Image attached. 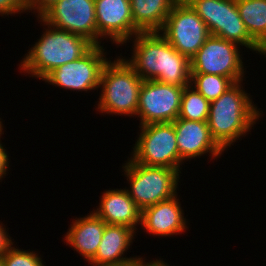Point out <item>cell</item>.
Segmentation results:
<instances>
[{"instance_id": "obj_21", "label": "cell", "mask_w": 266, "mask_h": 266, "mask_svg": "<svg viewBox=\"0 0 266 266\" xmlns=\"http://www.w3.org/2000/svg\"><path fill=\"white\" fill-rule=\"evenodd\" d=\"M210 102L192 86L184 87L178 118L207 121Z\"/></svg>"}, {"instance_id": "obj_16", "label": "cell", "mask_w": 266, "mask_h": 266, "mask_svg": "<svg viewBox=\"0 0 266 266\" xmlns=\"http://www.w3.org/2000/svg\"><path fill=\"white\" fill-rule=\"evenodd\" d=\"M134 236L136 232L130 227L106 224L97 252L88 263L91 266H125L140 261L142 256L124 257Z\"/></svg>"}, {"instance_id": "obj_13", "label": "cell", "mask_w": 266, "mask_h": 266, "mask_svg": "<svg viewBox=\"0 0 266 266\" xmlns=\"http://www.w3.org/2000/svg\"><path fill=\"white\" fill-rule=\"evenodd\" d=\"M97 24V45L111 39L115 45L129 42L139 32L134 27L130 0H94Z\"/></svg>"}, {"instance_id": "obj_17", "label": "cell", "mask_w": 266, "mask_h": 266, "mask_svg": "<svg viewBox=\"0 0 266 266\" xmlns=\"http://www.w3.org/2000/svg\"><path fill=\"white\" fill-rule=\"evenodd\" d=\"M106 224L124 225L137 231L142 210L130 198L127 188L103 192L99 207L93 211Z\"/></svg>"}, {"instance_id": "obj_25", "label": "cell", "mask_w": 266, "mask_h": 266, "mask_svg": "<svg viewBox=\"0 0 266 266\" xmlns=\"http://www.w3.org/2000/svg\"><path fill=\"white\" fill-rule=\"evenodd\" d=\"M58 0H26L27 12L37 13L36 17L40 18L50 7ZM33 10V12H32Z\"/></svg>"}, {"instance_id": "obj_27", "label": "cell", "mask_w": 266, "mask_h": 266, "mask_svg": "<svg viewBox=\"0 0 266 266\" xmlns=\"http://www.w3.org/2000/svg\"><path fill=\"white\" fill-rule=\"evenodd\" d=\"M4 145H2L1 140H0V180L3 178H5L4 176H6L9 167V156H8V152L6 151V149L3 147Z\"/></svg>"}, {"instance_id": "obj_7", "label": "cell", "mask_w": 266, "mask_h": 266, "mask_svg": "<svg viewBox=\"0 0 266 266\" xmlns=\"http://www.w3.org/2000/svg\"><path fill=\"white\" fill-rule=\"evenodd\" d=\"M140 133L130 158L146 166L166 167L178 170L184 163L179 155L173 123L140 125Z\"/></svg>"}, {"instance_id": "obj_11", "label": "cell", "mask_w": 266, "mask_h": 266, "mask_svg": "<svg viewBox=\"0 0 266 266\" xmlns=\"http://www.w3.org/2000/svg\"><path fill=\"white\" fill-rule=\"evenodd\" d=\"M183 89L155 80L143 81L136 114L140 125L175 121L179 115Z\"/></svg>"}, {"instance_id": "obj_19", "label": "cell", "mask_w": 266, "mask_h": 266, "mask_svg": "<svg viewBox=\"0 0 266 266\" xmlns=\"http://www.w3.org/2000/svg\"><path fill=\"white\" fill-rule=\"evenodd\" d=\"M179 0H130L134 27L140 32H159Z\"/></svg>"}, {"instance_id": "obj_26", "label": "cell", "mask_w": 266, "mask_h": 266, "mask_svg": "<svg viewBox=\"0 0 266 266\" xmlns=\"http://www.w3.org/2000/svg\"><path fill=\"white\" fill-rule=\"evenodd\" d=\"M13 243L9 233L6 231V227L0 222V258L7 253Z\"/></svg>"}, {"instance_id": "obj_31", "label": "cell", "mask_w": 266, "mask_h": 266, "mask_svg": "<svg viewBox=\"0 0 266 266\" xmlns=\"http://www.w3.org/2000/svg\"><path fill=\"white\" fill-rule=\"evenodd\" d=\"M0 266H5L2 258H0Z\"/></svg>"}, {"instance_id": "obj_4", "label": "cell", "mask_w": 266, "mask_h": 266, "mask_svg": "<svg viewBox=\"0 0 266 266\" xmlns=\"http://www.w3.org/2000/svg\"><path fill=\"white\" fill-rule=\"evenodd\" d=\"M142 84L143 80L123 57L109 60L101 73L96 110L105 115L135 117Z\"/></svg>"}, {"instance_id": "obj_14", "label": "cell", "mask_w": 266, "mask_h": 266, "mask_svg": "<svg viewBox=\"0 0 266 266\" xmlns=\"http://www.w3.org/2000/svg\"><path fill=\"white\" fill-rule=\"evenodd\" d=\"M172 123L182 161L195 160L206 153L215 160L223 154L224 150L213 139L207 121L177 118Z\"/></svg>"}, {"instance_id": "obj_9", "label": "cell", "mask_w": 266, "mask_h": 266, "mask_svg": "<svg viewBox=\"0 0 266 266\" xmlns=\"http://www.w3.org/2000/svg\"><path fill=\"white\" fill-rule=\"evenodd\" d=\"M104 51L103 46L93 45L82 57L55 68L42 80L70 91L98 90L102 70L109 61Z\"/></svg>"}, {"instance_id": "obj_20", "label": "cell", "mask_w": 266, "mask_h": 266, "mask_svg": "<svg viewBox=\"0 0 266 266\" xmlns=\"http://www.w3.org/2000/svg\"><path fill=\"white\" fill-rule=\"evenodd\" d=\"M245 28L266 52V0H236Z\"/></svg>"}, {"instance_id": "obj_22", "label": "cell", "mask_w": 266, "mask_h": 266, "mask_svg": "<svg viewBox=\"0 0 266 266\" xmlns=\"http://www.w3.org/2000/svg\"><path fill=\"white\" fill-rule=\"evenodd\" d=\"M233 84L230 78L221 75L191 73L190 86L209 102L216 100Z\"/></svg>"}, {"instance_id": "obj_1", "label": "cell", "mask_w": 266, "mask_h": 266, "mask_svg": "<svg viewBox=\"0 0 266 266\" xmlns=\"http://www.w3.org/2000/svg\"><path fill=\"white\" fill-rule=\"evenodd\" d=\"M131 39L132 56L123 58L143 81L155 80L178 87L190 85V59L159 32H140Z\"/></svg>"}, {"instance_id": "obj_24", "label": "cell", "mask_w": 266, "mask_h": 266, "mask_svg": "<svg viewBox=\"0 0 266 266\" xmlns=\"http://www.w3.org/2000/svg\"><path fill=\"white\" fill-rule=\"evenodd\" d=\"M23 12H27L26 0H0V15L2 17Z\"/></svg>"}, {"instance_id": "obj_6", "label": "cell", "mask_w": 266, "mask_h": 266, "mask_svg": "<svg viewBox=\"0 0 266 266\" xmlns=\"http://www.w3.org/2000/svg\"><path fill=\"white\" fill-rule=\"evenodd\" d=\"M205 22L210 35L232 41L239 46L256 51L262 56L266 52L251 38L240 17L236 0H185Z\"/></svg>"}, {"instance_id": "obj_15", "label": "cell", "mask_w": 266, "mask_h": 266, "mask_svg": "<svg viewBox=\"0 0 266 266\" xmlns=\"http://www.w3.org/2000/svg\"><path fill=\"white\" fill-rule=\"evenodd\" d=\"M176 194L170 199L161 201L142 210L141 226L153 236L170 237L183 234L188 229L186 217Z\"/></svg>"}, {"instance_id": "obj_8", "label": "cell", "mask_w": 266, "mask_h": 266, "mask_svg": "<svg viewBox=\"0 0 266 266\" xmlns=\"http://www.w3.org/2000/svg\"><path fill=\"white\" fill-rule=\"evenodd\" d=\"M159 33L180 53L192 58L210 32L205 22L185 0H179L165 20Z\"/></svg>"}, {"instance_id": "obj_3", "label": "cell", "mask_w": 266, "mask_h": 266, "mask_svg": "<svg viewBox=\"0 0 266 266\" xmlns=\"http://www.w3.org/2000/svg\"><path fill=\"white\" fill-rule=\"evenodd\" d=\"M45 31L19 64L21 73L42 80L55 68L82 57L93 44L85 37L47 25L37 19ZM23 71V72H22Z\"/></svg>"}, {"instance_id": "obj_29", "label": "cell", "mask_w": 266, "mask_h": 266, "mask_svg": "<svg viewBox=\"0 0 266 266\" xmlns=\"http://www.w3.org/2000/svg\"><path fill=\"white\" fill-rule=\"evenodd\" d=\"M125 266H143V259H141L140 261L134 262L132 264H128Z\"/></svg>"}, {"instance_id": "obj_12", "label": "cell", "mask_w": 266, "mask_h": 266, "mask_svg": "<svg viewBox=\"0 0 266 266\" xmlns=\"http://www.w3.org/2000/svg\"><path fill=\"white\" fill-rule=\"evenodd\" d=\"M40 18L47 25L80 35L97 45L94 0H58Z\"/></svg>"}, {"instance_id": "obj_18", "label": "cell", "mask_w": 266, "mask_h": 266, "mask_svg": "<svg viewBox=\"0 0 266 266\" xmlns=\"http://www.w3.org/2000/svg\"><path fill=\"white\" fill-rule=\"evenodd\" d=\"M74 220L63 240L89 262L97 252L106 223L93 210L87 216Z\"/></svg>"}, {"instance_id": "obj_23", "label": "cell", "mask_w": 266, "mask_h": 266, "mask_svg": "<svg viewBox=\"0 0 266 266\" xmlns=\"http://www.w3.org/2000/svg\"><path fill=\"white\" fill-rule=\"evenodd\" d=\"M5 266H45L41 256L35 251L10 247L2 257Z\"/></svg>"}, {"instance_id": "obj_30", "label": "cell", "mask_w": 266, "mask_h": 266, "mask_svg": "<svg viewBox=\"0 0 266 266\" xmlns=\"http://www.w3.org/2000/svg\"><path fill=\"white\" fill-rule=\"evenodd\" d=\"M2 119L0 118V138H1V136H2V134H4L3 132V124H2V121H1ZM1 140V139H0Z\"/></svg>"}, {"instance_id": "obj_28", "label": "cell", "mask_w": 266, "mask_h": 266, "mask_svg": "<svg viewBox=\"0 0 266 266\" xmlns=\"http://www.w3.org/2000/svg\"><path fill=\"white\" fill-rule=\"evenodd\" d=\"M143 266H169V265L166 262H164L162 259H156L153 261L150 260L149 262H146L143 259Z\"/></svg>"}, {"instance_id": "obj_10", "label": "cell", "mask_w": 266, "mask_h": 266, "mask_svg": "<svg viewBox=\"0 0 266 266\" xmlns=\"http://www.w3.org/2000/svg\"><path fill=\"white\" fill-rule=\"evenodd\" d=\"M238 46L232 41L210 35L199 51L190 58L191 73L221 75L230 78L234 83L243 81L246 70Z\"/></svg>"}, {"instance_id": "obj_5", "label": "cell", "mask_w": 266, "mask_h": 266, "mask_svg": "<svg viewBox=\"0 0 266 266\" xmlns=\"http://www.w3.org/2000/svg\"><path fill=\"white\" fill-rule=\"evenodd\" d=\"M122 166L130 189V198L143 210L177 194L179 171L166 167L146 166L128 158Z\"/></svg>"}, {"instance_id": "obj_2", "label": "cell", "mask_w": 266, "mask_h": 266, "mask_svg": "<svg viewBox=\"0 0 266 266\" xmlns=\"http://www.w3.org/2000/svg\"><path fill=\"white\" fill-rule=\"evenodd\" d=\"M242 82L234 83L210 102L207 124L213 139L225 151L251 132L263 114L244 90Z\"/></svg>"}]
</instances>
